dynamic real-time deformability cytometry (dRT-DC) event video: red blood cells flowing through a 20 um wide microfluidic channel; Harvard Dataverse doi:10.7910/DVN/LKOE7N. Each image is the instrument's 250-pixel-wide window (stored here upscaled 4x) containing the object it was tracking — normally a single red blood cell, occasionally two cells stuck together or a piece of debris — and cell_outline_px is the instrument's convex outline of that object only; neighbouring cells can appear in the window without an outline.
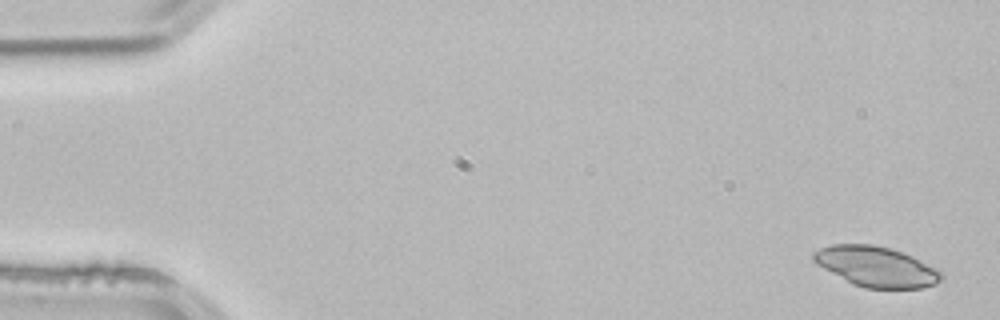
{"species": "common noctule bat (a hibernating species)", "species_latin": "Nyctalus noctula", "temperature_condition": "room temperature", "stored_images_in_passage": 4, "camera_frame_rate_fps": 3000, "um_per_image_px": 0.085, "animal": {"sex": "male", "body_mass_g": 21.5, "forearm_length_mm": 52.0}, "frame": {"image": 1, "passage_image": 1, "time_ms": 0.0, "image_size_px": [1000, 320], "cell_outline_px": [[944, 276], [936, 284], [924, 288], [864, 288], [852, 284], [816, 264], [812, 260], [812, 252], [820, 248], [832, 244], [872, 244], [888, 248], [912, 256], [940, 268], [944, 272]], "centroid_in_image_um": [74.51, 22.67], "position_along_channel_um": 10.5, "area_um2": 30.23}}